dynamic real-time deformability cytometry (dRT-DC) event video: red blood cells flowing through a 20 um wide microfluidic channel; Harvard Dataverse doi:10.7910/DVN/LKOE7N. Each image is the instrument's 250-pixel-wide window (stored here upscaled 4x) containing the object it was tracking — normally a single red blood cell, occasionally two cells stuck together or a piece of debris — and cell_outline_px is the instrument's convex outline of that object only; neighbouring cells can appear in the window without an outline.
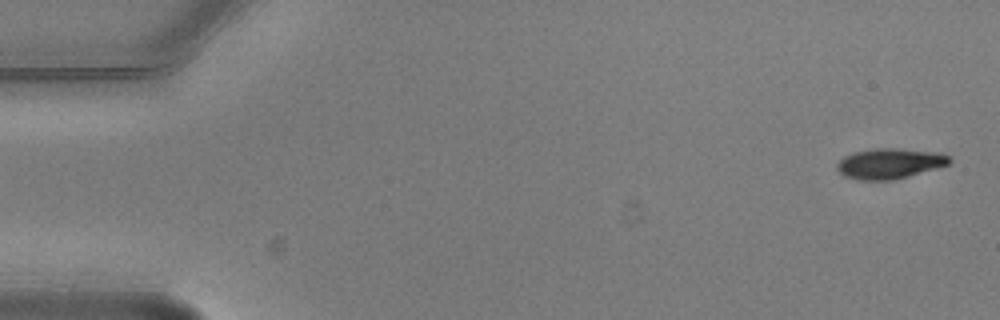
{"species": "common noctule bat (a hibernating species)", "species_latin": "Nyctalus noctula", "temperature_condition": "warm", "stored_images_in_passage": 6, "camera_frame_rate_fps": 3000, "um_per_image_px": 0.085, "animal": {"sex": "male", "body_mass_g": 20.5, "forearm_length_mm": 52.5}, "frame": {"image": 1, "passage_image": 1, "time_ms": 0.0, "image_size_px": [1000, 320], "cell_outline_px": [[952, 160], [948, 164], [936, 168], [908, 176], [892, 180], [860, 180], [844, 176], [836, 168], [836, 164], [844, 156], [852, 152], [876, 148], [896, 148], [936, 152], [952, 156]], "centroid_in_image_um": [75.61, 13.89], "position_along_channel_um": 9.4, "area_um2": 19.88}}